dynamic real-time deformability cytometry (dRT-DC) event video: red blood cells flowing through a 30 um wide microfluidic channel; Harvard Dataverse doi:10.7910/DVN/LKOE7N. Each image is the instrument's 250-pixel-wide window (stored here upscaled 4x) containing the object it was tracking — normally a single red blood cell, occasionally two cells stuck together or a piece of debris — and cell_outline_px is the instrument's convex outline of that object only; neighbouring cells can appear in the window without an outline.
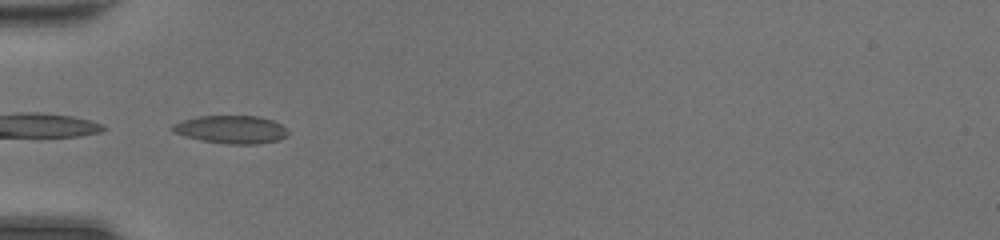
{"species": "common noctule bat (a hibernating species)", "species_latin": "Nyctalus noctula", "temperature_condition": "room temperature", "stored_images_in_passage": 20, "camera_frame_rate_fps": 3000, "um_per_image_px": 0.085, "animal": {"sex": "female", "body_mass_g": 20.0, "forearm_length_mm": 54.0}, "frame": {"image": 1, "passage_image": 1, "time_ms": 0.0, "image_size_px": [1000, 240], "cell_outline_px": [[288, 136], [276, 140], [256, 144], [228, 144], [200, 140], [184, 136], [172, 132], [172, 124], [180, 120], [200, 116], [260, 116], [272, 120], [280, 124], [288, 132]], "centroid_in_image_um": [19.61, 11.0], "position_along_channel_um": 65.4, "area_um2": 18.84}}
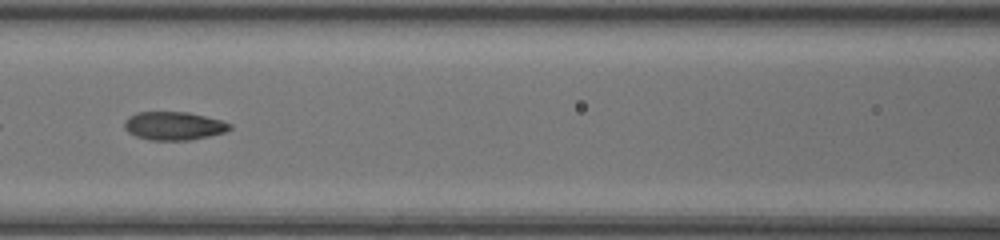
{"frame": {"image": 2, "passage_image": 7, "time_ms": 2.0, "image_size_px": [1000, 240], "cell_outline_px": [[232, 128], [224, 132], [208, 136], [188, 140], [148, 140], [136, 136], [128, 132], [124, 128], [124, 120], [128, 116], [136, 112], [188, 112], [220, 120], [232, 124]], "centroid_in_image_um": [14.73, 10.69], "position_along_channel_um": 151.9, "area_um2": 17.4}}
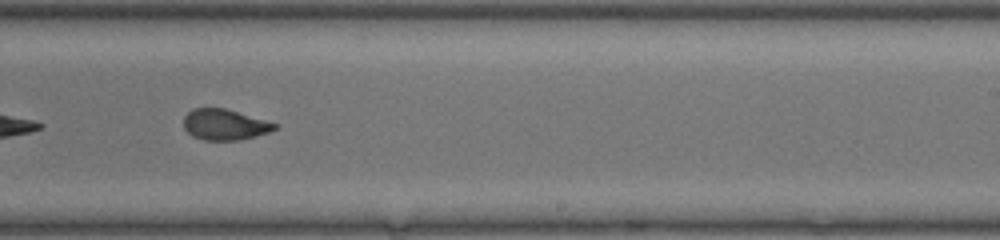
{"frame": {"image": 3, "passage_image": 15, "time_ms": 4.667, "image_size_px": [1000, 240], "cell_outline_px": [[276, 128], [268, 132], [236, 140], [204, 140], [192, 136], [184, 128], [184, 116], [192, 108], [224, 108], [264, 120], [276, 124]], "centroid_in_image_um": [19.02, 10.58], "position_along_channel_um": 270.0, "area_um2": 15.95}}